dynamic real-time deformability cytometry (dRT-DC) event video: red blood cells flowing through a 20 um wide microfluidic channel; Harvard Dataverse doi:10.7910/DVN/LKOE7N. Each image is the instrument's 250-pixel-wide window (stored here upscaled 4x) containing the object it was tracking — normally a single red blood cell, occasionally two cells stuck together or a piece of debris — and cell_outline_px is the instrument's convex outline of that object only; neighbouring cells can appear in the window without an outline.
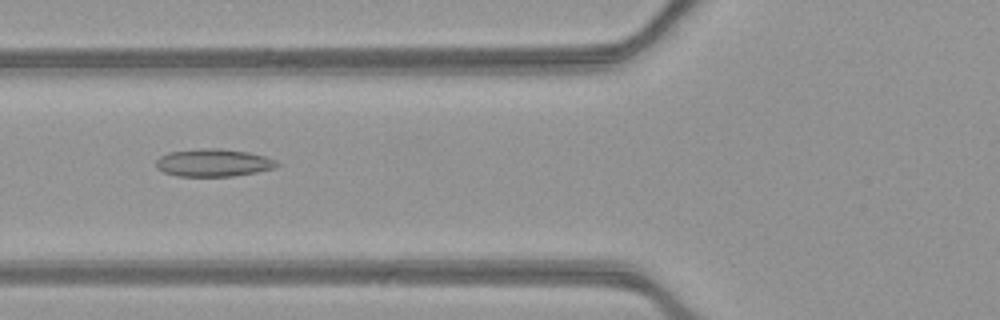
{"species": "common noctule bat (a hibernating species)", "species_latin": "Nyctalus noctula", "temperature_condition": "warm", "stored_images_in_passage": 43, "camera_frame_rate_fps": 3000, "um_per_image_px": 0.085, "animal": {"sex": "female", "body_mass_g": 21.9}, "frame": {"image": 1, "passage_image": 20, "time_ms": 6.333, "image_size_px": [1000, 320], "cell_outline_px": [[280, 164], [276, 168], [256, 172], [232, 176], [176, 176], [164, 172], [156, 168], [156, 160], [160, 156], [168, 152], [208, 148], [220, 148], [248, 152], [264, 156], [276, 160]], "centroid_in_image_um": [18.14, 13.83], "position_along_channel_um": 107.7, "area_um2": 19.48}}
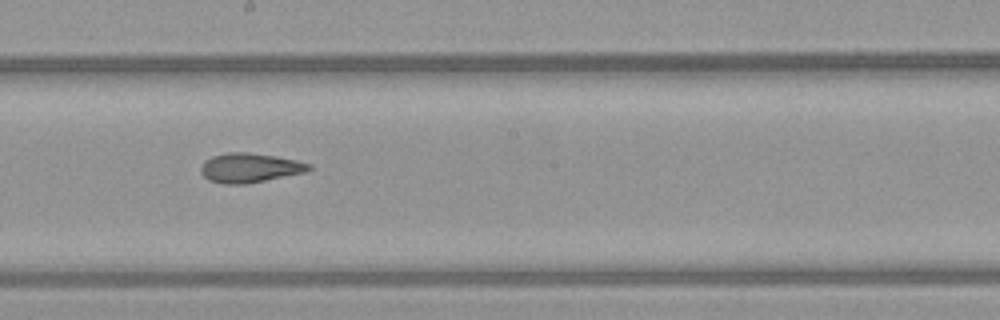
{"frame": {"image": 2, "passage_image": 29, "time_ms": 9.333, "image_size_px": [1000, 320], "cell_outline_px": [[312, 168], [308, 172], [244, 184], [220, 184], [208, 180], [200, 172], [200, 168], [204, 160], [212, 156], [228, 152], [248, 152], [276, 156], [296, 160], [312, 164]], "centroid_in_image_um": [21.23, 14.26], "position_along_channel_um": 227.0, "area_um2": 18.73}}
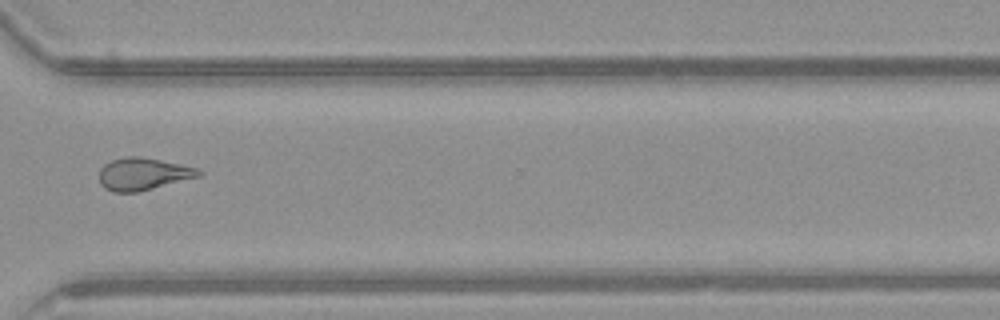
{"frame": {"image": 3, "passage_image": 39, "time_ms": 12.667, "image_size_px": [1000, 320], "cell_outline_px": [[204, 172], [200, 176], [136, 192], [112, 192], [104, 188], [100, 184], [100, 168], [104, 164], [112, 160], [128, 156], [140, 156], [180, 164], [196, 168]], "centroid_in_image_um": [12.14, 14.78], "position_along_channel_um": 358.5, "area_um2": 18.55}, "authors_computed_cell_mechanics": {"area_um2": 19.3052, "velocity_mm_per_s": 3.9487, "shape_relaxation_time_tau1_ms": null, "shape_relaxation_time_tau2_ms": 2.9029, "deformation_change_tau1": null, "deformation_change_tau2": 0.1154}}